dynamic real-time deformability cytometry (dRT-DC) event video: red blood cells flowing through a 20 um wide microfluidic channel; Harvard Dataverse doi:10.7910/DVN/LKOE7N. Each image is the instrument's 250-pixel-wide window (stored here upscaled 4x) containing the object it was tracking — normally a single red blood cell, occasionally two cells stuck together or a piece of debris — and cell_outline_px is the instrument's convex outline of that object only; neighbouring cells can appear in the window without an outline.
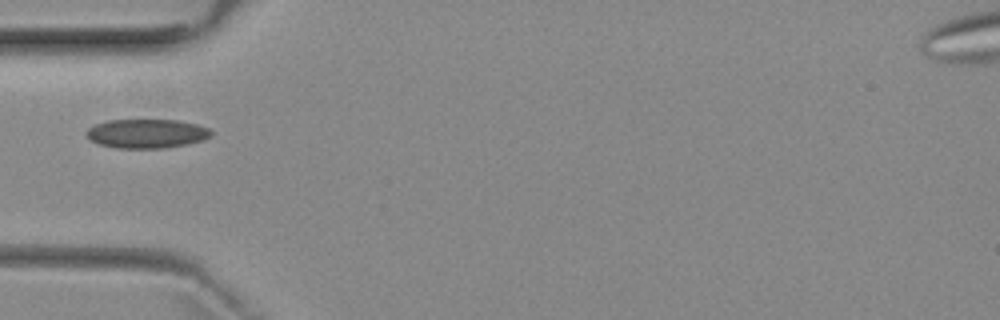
{"species": "common noctule bat (a hibernating species)", "species_latin": "Nyctalus noctula", "temperature_condition": "room temperature", "stored_images_in_passage": 2, "camera_frame_rate_fps": 3000, "um_per_image_px": 0.085, "animal": {"sex": "female", "body_mass_g": 29.2, "forearm_length_mm": 56.3}, "frame": {"image": 1, "passage_image": 1, "time_ms": 0.0, "image_size_px": [1000, 320], "cell_outline_px": [[212, 136], [204, 140], [164, 148], [116, 148], [100, 144], [92, 140], [88, 136], [88, 128], [96, 124], [108, 120], [176, 120], [196, 124], [208, 128], [212, 132]], "centroid_in_image_um": [12.5, 11.35], "position_along_channel_um": 72.5, "area_um2": 20.87}}
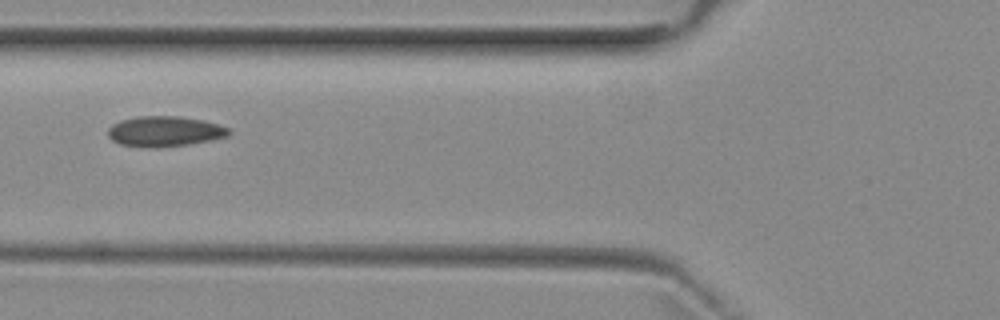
{"frame": {"image": 2, "passage_image": 2, "time_ms": 1.0, "image_size_px": [1000, 320], "cell_outline_px": [[232, 132], [228, 136], [212, 140], [188, 144], [156, 148], [120, 144], [112, 140], [108, 136], [108, 128], [112, 124], [120, 120], [136, 116], [180, 116], [204, 120], [228, 128]], "centroid_in_image_um": [13.99, 11.16], "position_along_channel_um": 111.8, "area_um2": 21.44}}